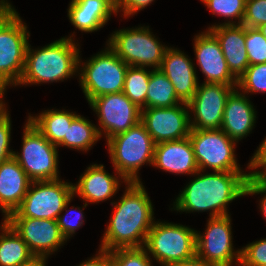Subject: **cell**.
Returning a JSON list of instances; mask_svg holds the SVG:
<instances>
[{"label":"cell","instance_id":"obj_1","mask_svg":"<svg viewBox=\"0 0 266 266\" xmlns=\"http://www.w3.org/2000/svg\"><path fill=\"white\" fill-rule=\"evenodd\" d=\"M119 202H111L114 213L100 248L115 249L142 248L146 237L154 224V212L151 200L142 182H128Z\"/></svg>","mask_w":266,"mask_h":266},{"label":"cell","instance_id":"obj_2","mask_svg":"<svg viewBox=\"0 0 266 266\" xmlns=\"http://www.w3.org/2000/svg\"><path fill=\"white\" fill-rule=\"evenodd\" d=\"M201 172L198 170L195 173L197 177L178 195L174 210L188 213L210 211V218L229 215L228 203L246 195V184L251 173Z\"/></svg>","mask_w":266,"mask_h":266},{"label":"cell","instance_id":"obj_3","mask_svg":"<svg viewBox=\"0 0 266 266\" xmlns=\"http://www.w3.org/2000/svg\"><path fill=\"white\" fill-rule=\"evenodd\" d=\"M72 37H63L35 50L28 43L25 68L18 85L63 81L78 73L80 52Z\"/></svg>","mask_w":266,"mask_h":266},{"label":"cell","instance_id":"obj_4","mask_svg":"<svg viewBox=\"0 0 266 266\" xmlns=\"http://www.w3.org/2000/svg\"><path fill=\"white\" fill-rule=\"evenodd\" d=\"M108 151L116 174L128 182H141L138 171L145 163L153 165L155 143L140 121L127 131L107 141Z\"/></svg>","mask_w":266,"mask_h":266},{"label":"cell","instance_id":"obj_5","mask_svg":"<svg viewBox=\"0 0 266 266\" xmlns=\"http://www.w3.org/2000/svg\"><path fill=\"white\" fill-rule=\"evenodd\" d=\"M29 37L27 26L11 5L0 17V83L18 85L25 68Z\"/></svg>","mask_w":266,"mask_h":266},{"label":"cell","instance_id":"obj_6","mask_svg":"<svg viewBox=\"0 0 266 266\" xmlns=\"http://www.w3.org/2000/svg\"><path fill=\"white\" fill-rule=\"evenodd\" d=\"M78 69L80 85L88 103L105 94L121 93L124 87L128 65L108 46L81 64Z\"/></svg>","mask_w":266,"mask_h":266},{"label":"cell","instance_id":"obj_7","mask_svg":"<svg viewBox=\"0 0 266 266\" xmlns=\"http://www.w3.org/2000/svg\"><path fill=\"white\" fill-rule=\"evenodd\" d=\"M143 248L162 266H172L196 256V231L181 224L155 221Z\"/></svg>","mask_w":266,"mask_h":266},{"label":"cell","instance_id":"obj_8","mask_svg":"<svg viewBox=\"0 0 266 266\" xmlns=\"http://www.w3.org/2000/svg\"><path fill=\"white\" fill-rule=\"evenodd\" d=\"M153 36L149 27L121 29L112 33L107 46L128 66L159 69L167 46Z\"/></svg>","mask_w":266,"mask_h":266},{"label":"cell","instance_id":"obj_9","mask_svg":"<svg viewBox=\"0 0 266 266\" xmlns=\"http://www.w3.org/2000/svg\"><path fill=\"white\" fill-rule=\"evenodd\" d=\"M21 153L13 157L33 181L59 179L57 146L50 143L43 134L27 119L22 136Z\"/></svg>","mask_w":266,"mask_h":266},{"label":"cell","instance_id":"obj_10","mask_svg":"<svg viewBox=\"0 0 266 266\" xmlns=\"http://www.w3.org/2000/svg\"><path fill=\"white\" fill-rule=\"evenodd\" d=\"M73 184L61 179L33 181L20 207L7 218L57 220L66 203L73 199Z\"/></svg>","mask_w":266,"mask_h":266},{"label":"cell","instance_id":"obj_11","mask_svg":"<svg viewBox=\"0 0 266 266\" xmlns=\"http://www.w3.org/2000/svg\"><path fill=\"white\" fill-rule=\"evenodd\" d=\"M189 139L199 170L215 172H244L235 157L236 141L222 129H191Z\"/></svg>","mask_w":266,"mask_h":266},{"label":"cell","instance_id":"obj_12","mask_svg":"<svg viewBox=\"0 0 266 266\" xmlns=\"http://www.w3.org/2000/svg\"><path fill=\"white\" fill-rule=\"evenodd\" d=\"M205 233L196 231V256L215 266L240 264L241 250L235 251L232 243L230 215L211 217Z\"/></svg>","mask_w":266,"mask_h":266},{"label":"cell","instance_id":"obj_13","mask_svg":"<svg viewBox=\"0 0 266 266\" xmlns=\"http://www.w3.org/2000/svg\"><path fill=\"white\" fill-rule=\"evenodd\" d=\"M90 107L98 116L100 128L97 131L106 140L127 131L141 121V109L123 92L105 94L94 98Z\"/></svg>","mask_w":266,"mask_h":266},{"label":"cell","instance_id":"obj_14","mask_svg":"<svg viewBox=\"0 0 266 266\" xmlns=\"http://www.w3.org/2000/svg\"><path fill=\"white\" fill-rule=\"evenodd\" d=\"M235 89L237 86L199 84L193 98L187 103L189 110L194 112V120L190 116L191 129H220L227 98Z\"/></svg>","mask_w":266,"mask_h":266},{"label":"cell","instance_id":"obj_15","mask_svg":"<svg viewBox=\"0 0 266 266\" xmlns=\"http://www.w3.org/2000/svg\"><path fill=\"white\" fill-rule=\"evenodd\" d=\"M184 105V106H183ZM187 103L173 107L143 108L141 122L155 144L187 138L191 131L190 115Z\"/></svg>","mask_w":266,"mask_h":266},{"label":"cell","instance_id":"obj_16","mask_svg":"<svg viewBox=\"0 0 266 266\" xmlns=\"http://www.w3.org/2000/svg\"><path fill=\"white\" fill-rule=\"evenodd\" d=\"M5 221L24 240L35 256L53 254L65 241L57 220L37 218H6Z\"/></svg>","mask_w":266,"mask_h":266},{"label":"cell","instance_id":"obj_17","mask_svg":"<svg viewBox=\"0 0 266 266\" xmlns=\"http://www.w3.org/2000/svg\"><path fill=\"white\" fill-rule=\"evenodd\" d=\"M194 42L197 64L206 77L204 83L237 86L238 79L229 70L216 36L207 30L196 35Z\"/></svg>","mask_w":266,"mask_h":266},{"label":"cell","instance_id":"obj_18","mask_svg":"<svg viewBox=\"0 0 266 266\" xmlns=\"http://www.w3.org/2000/svg\"><path fill=\"white\" fill-rule=\"evenodd\" d=\"M159 70L173 84L176 95L182 103H188L196 93L199 82L196 70L184 52L167 47Z\"/></svg>","mask_w":266,"mask_h":266},{"label":"cell","instance_id":"obj_19","mask_svg":"<svg viewBox=\"0 0 266 266\" xmlns=\"http://www.w3.org/2000/svg\"><path fill=\"white\" fill-rule=\"evenodd\" d=\"M31 182L14 157L0 163V209L3 220L20 207Z\"/></svg>","mask_w":266,"mask_h":266},{"label":"cell","instance_id":"obj_20","mask_svg":"<svg viewBox=\"0 0 266 266\" xmlns=\"http://www.w3.org/2000/svg\"><path fill=\"white\" fill-rule=\"evenodd\" d=\"M153 166L175 174H191L199 170L189 136L155 144Z\"/></svg>","mask_w":266,"mask_h":266},{"label":"cell","instance_id":"obj_21","mask_svg":"<svg viewBox=\"0 0 266 266\" xmlns=\"http://www.w3.org/2000/svg\"><path fill=\"white\" fill-rule=\"evenodd\" d=\"M208 30L218 39L229 70L239 79L249 66L245 47V26L242 24H215Z\"/></svg>","mask_w":266,"mask_h":266},{"label":"cell","instance_id":"obj_22","mask_svg":"<svg viewBox=\"0 0 266 266\" xmlns=\"http://www.w3.org/2000/svg\"><path fill=\"white\" fill-rule=\"evenodd\" d=\"M256 113L245 94L235 89L227 98L220 129L238 142L252 131Z\"/></svg>","mask_w":266,"mask_h":266},{"label":"cell","instance_id":"obj_23","mask_svg":"<svg viewBox=\"0 0 266 266\" xmlns=\"http://www.w3.org/2000/svg\"><path fill=\"white\" fill-rule=\"evenodd\" d=\"M119 178L108 174L104 165L93 164L81 174L77 184L73 185L74 195L85 200L84 207L89 203H99L113 197L119 189Z\"/></svg>","mask_w":266,"mask_h":266},{"label":"cell","instance_id":"obj_24","mask_svg":"<svg viewBox=\"0 0 266 266\" xmlns=\"http://www.w3.org/2000/svg\"><path fill=\"white\" fill-rule=\"evenodd\" d=\"M115 12L101 0H72L68 17L73 26L82 32H94L108 22Z\"/></svg>","mask_w":266,"mask_h":266},{"label":"cell","instance_id":"obj_25","mask_svg":"<svg viewBox=\"0 0 266 266\" xmlns=\"http://www.w3.org/2000/svg\"><path fill=\"white\" fill-rule=\"evenodd\" d=\"M78 116L75 112L64 110H45L39 116H28V120L53 145L57 146L67 138L68 127Z\"/></svg>","mask_w":266,"mask_h":266},{"label":"cell","instance_id":"obj_26","mask_svg":"<svg viewBox=\"0 0 266 266\" xmlns=\"http://www.w3.org/2000/svg\"><path fill=\"white\" fill-rule=\"evenodd\" d=\"M0 230V266H19L34 256L24 240L5 220Z\"/></svg>","mask_w":266,"mask_h":266},{"label":"cell","instance_id":"obj_27","mask_svg":"<svg viewBox=\"0 0 266 266\" xmlns=\"http://www.w3.org/2000/svg\"><path fill=\"white\" fill-rule=\"evenodd\" d=\"M182 103L175 92L173 84L159 70L152 69L146 95V108L173 107Z\"/></svg>","mask_w":266,"mask_h":266},{"label":"cell","instance_id":"obj_28","mask_svg":"<svg viewBox=\"0 0 266 266\" xmlns=\"http://www.w3.org/2000/svg\"><path fill=\"white\" fill-rule=\"evenodd\" d=\"M98 139H100V135L95 124L78 115L68 127L67 138H64L58 147L66 146L86 152L91 149Z\"/></svg>","mask_w":266,"mask_h":266},{"label":"cell","instance_id":"obj_29","mask_svg":"<svg viewBox=\"0 0 266 266\" xmlns=\"http://www.w3.org/2000/svg\"><path fill=\"white\" fill-rule=\"evenodd\" d=\"M151 71L146 67L128 66L123 93L140 109L146 108V95Z\"/></svg>","mask_w":266,"mask_h":266},{"label":"cell","instance_id":"obj_30","mask_svg":"<svg viewBox=\"0 0 266 266\" xmlns=\"http://www.w3.org/2000/svg\"><path fill=\"white\" fill-rule=\"evenodd\" d=\"M211 10L213 15L217 14L225 18H231V21H225L222 24H242L245 15L246 0H201ZM232 18L238 22L232 21Z\"/></svg>","mask_w":266,"mask_h":266},{"label":"cell","instance_id":"obj_31","mask_svg":"<svg viewBox=\"0 0 266 266\" xmlns=\"http://www.w3.org/2000/svg\"><path fill=\"white\" fill-rule=\"evenodd\" d=\"M241 93L266 92V63L249 65L245 72L239 77L237 89Z\"/></svg>","mask_w":266,"mask_h":266},{"label":"cell","instance_id":"obj_32","mask_svg":"<svg viewBox=\"0 0 266 266\" xmlns=\"http://www.w3.org/2000/svg\"><path fill=\"white\" fill-rule=\"evenodd\" d=\"M109 254L111 266H153L151 256L143 247L115 249Z\"/></svg>","mask_w":266,"mask_h":266},{"label":"cell","instance_id":"obj_33","mask_svg":"<svg viewBox=\"0 0 266 266\" xmlns=\"http://www.w3.org/2000/svg\"><path fill=\"white\" fill-rule=\"evenodd\" d=\"M245 47L249 65L266 63V39L258 28L245 27Z\"/></svg>","mask_w":266,"mask_h":266},{"label":"cell","instance_id":"obj_34","mask_svg":"<svg viewBox=\"0 0 266 266\" xmlns=\"http://www.w3.org/2000/svg\"><path fill=\"white\" fill-rule=\"evenodd\" d=\"M240 250L239 266H266V238L252 242Z\"/></svg>","mask_w":266,"mask_h":266},{"label":"cell","instance_id":"obj_35","mask_svg":"<svg viewBox=\"0 0 266 266\" xmlns=\"http://www.w3.org/2000/svg\"><path fill=\"white\" fill-rule=\"evenodd\" d=\"M263 24H266V0H246L242 25L258 28Z\"/></svg>","mask_w":266,"mask_h":266},{"label":"cell","instance_id":"obj_36","mask_svg":"<svg viewBox=\"0 0 266 266\" xmlns=\"http://www.w3.org/2000/svg\"><path fill=\"white\" fill-rule=\"evenodd\" d=\"M71 202V199L66 203L63 211H66V215H59L57 218V223L59 226V230L61 232V234L63 235V237L67 240L69 239L76 231V229H78L79 227H81L84 223L83 220V209L81 210L80 207L76 209H74L75 206H73V208H71L69 211H67L66 209L68 208L67 206L69 205V203ZM71 210H76V217L74 218V220H76V222L73 220V218L71 219L68 214ZM68 213V214H67Z\"/></svg>","mask_w":266,"mask_h":266},{"label":"cell","instance_id":"obj_37","mask_svg":"<svg viewBox=\"0 0 266 266\" xmlns=\"http://www.w3.org/2000/svg\"><path fill=\"white\" fill-rule=\"evenodd\" d=\"M11 136V120L9 113L0 120V163L13 157L15 151L9 148Z\"/></svg>","mask_w":266,"mask_h":266},{"label":"cell","instance_id":"obj_38","mask_svg":"<svg viewBox=\"0 0 266 266\" xmlns=\"http://www.w3.org/2000/svg\"><path fill=\"white\" fill-rule=\"evenodd\" d=\"M265 193V194H264ZM254 194H264L263 198L260 200V211L266 218V182L260 181L255 178L252 174L248 177L246 184V195H254Z\"/></svg>","mask_w":266,"mask_h":266},{"label":"cell","instance_id":"obj_39","mask_svg":"<svg viewBox=\"0 0 266 266\" xmlns=\"http://www.w3.org/2000/svg\"><path fill=\"white\" fill-rule=\"evenodd\" d=\"M153 1L154 0H118L117 13L119 10H122L124 17H130V15L136 14L137 11L147 7Z\"/></svg>","mask_w":266,"mask_h":266},{"label":"cell","instance_id":"obj_40","mask_svg":"<svg viewBox=\"0 0 266 266\" xmlns=\"http://www.w3.org/2000/svg\"><path fill=\"white\" fill-rule=\"evenodd\" d=\"M99 253L77 266H111L109 251L99 248Z\"/></svg>","mask_w":266,"mask_h":266},{"label":"cell","instance_id":"obj_41","mask_svg":"<svg viewBox=\"0 0 266 266\" xmlns=\"http://www.w3.org/2000/svg\"><path fill=\"white\" fill-rule=\"evenodd\" d=\"M266 155V138L259 145L258 150L254 153L251 161L248 163V169H252Z\"/></svg>","mask_w":266,"mask_h":266},{"label":"cell","instance_id":"obj_42","mask_svg":"<svg viewBox=\"0 0 266 266\" xmlns=\"http://www.w3.org/2000/svg\"><path fill=\"white\" fill-rule=\"evenodd\" d=\"M261 168V171H256ZM251 174L260 181L266 182V155L252 168ZM256 169V170H255ZM264 170V171H263Z\"/></svg>","mask_w":266,"mask_h":266},{"label":"cell","instance_id":"obj_43","mask_svg":"<svg viewBox=\"0 0 266 266\" xmlns=\"http://www.w3.org/2000/svg\"><path fill=\"white\" fill-rule=\"evenodd\" d=\"M172 266H215L206 262L205 260L199 258L198 256H194L191 259L173 264Z\"/></svg>","mask_w":266,"mask_h":266},{"label":"cell","instance_id":"obj_44","mask_svg":"<svg viewBox=\"0 0 266 266\" xmlns=\"http://www.w3.org/2000/svg\"><path fill=\"white\" fill-rule=\"evenodd\" d=\"M46 258L48 257L34 255L28 261L19 266H46Z\"/></svg>","mask_w":266,"mask_h":266},{"label":"cell","instance_id":"obj_45","mask_svg":"<svg viewBox=\"0 0 266 266\" xmlns=\"http://www.w3.org/2000/svg\"><path fill=\"white\" fill-rule=\"evenodd\" d=\"M7 86H9V85L0 83V120L2 118H4L9 112L6 110L5 102L3 103V101H2L4 99L3 94L5 93V91H6L5 89L7 88Z\"/></svg>","mask_w":266,"mask_h":266},{"label":"cell","instance_id":"obj_46","mask_svg":"<svg viewBox=\"0 0 266 266\" xmlns=\"http://www.w3.org/2000/svg\"><path fill=\"white\" fill-rule=\"evenodd\" d=\"M10 6L11 4L7 0H0V17Z\"/></svg>","mask_w":266,"mask_h":266},{"label":"cell","instance_id":"obj_47","mask_svg":"<svg viewBox=\"0 0 266 266\" xmlns=\"http://www.w3.org/2000/svg\"><path fill=\"white\" fill-rule=\"evenodd\" d=\"M104 1L117 15V1L118 0H101Z\"/></svg>","mask_w":266,"mask_h":266},{"label":"cell","instance_id":"obj_48","mask_svg":"<svg viewBox=\"0 0 266 266\" xmlns=\"http://www.w3.org/2000/svg\"><path fill=\"white\" fill-rule=\"evenodd\" d=\"M258 30L261 31V33L264 35L266 39V24H263L260 27H258Z\"/></svg>","mask_w":266,"mask_h":266}]
</instances>
